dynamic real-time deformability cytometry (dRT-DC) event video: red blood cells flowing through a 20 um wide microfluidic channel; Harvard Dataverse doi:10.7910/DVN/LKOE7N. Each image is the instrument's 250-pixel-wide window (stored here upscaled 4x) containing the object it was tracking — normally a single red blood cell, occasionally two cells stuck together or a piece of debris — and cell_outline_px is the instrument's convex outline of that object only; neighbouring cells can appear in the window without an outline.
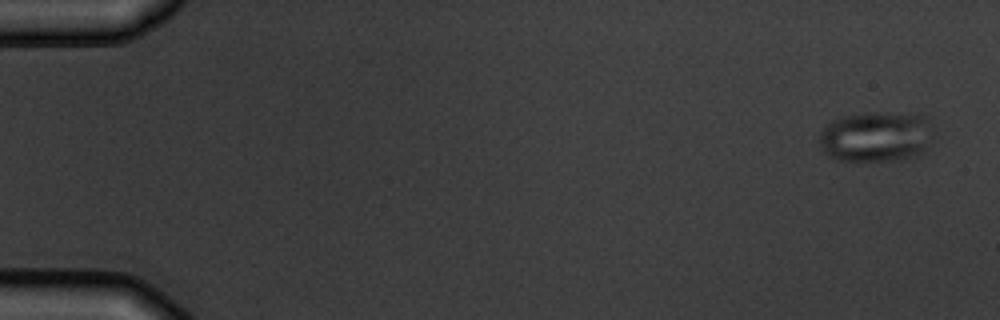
{"species": "common noctule bat (a hibernating species)", "species_latin": "Nyctalus noctula", "temperature_condition": "warm", "stored_images_in_passage": 6, "camera_frame_rate_fps": 3000, "um_per_image_px": 0.085, "animal": {"sex": "male", "body_mass_g": 19.5, "forearm_length_mm": 54.6}, "frame": {"image": 1, "passage_image": 1, "time_ms": 0.0, "image_size_px": [1000, 320], "cell_outline_px": [[928, 116], [924, 152], [920, 156], [892, 160], [860, 164], [856, 164], [836, 160], [828, 156], [824, 152], [820, 144], [820, 132], [832, 120], [844, 116]], "centroid_in_image_um": [74.31, 11.76], "position_along_channel_um": 10.7, "area_um2": 32.19}}